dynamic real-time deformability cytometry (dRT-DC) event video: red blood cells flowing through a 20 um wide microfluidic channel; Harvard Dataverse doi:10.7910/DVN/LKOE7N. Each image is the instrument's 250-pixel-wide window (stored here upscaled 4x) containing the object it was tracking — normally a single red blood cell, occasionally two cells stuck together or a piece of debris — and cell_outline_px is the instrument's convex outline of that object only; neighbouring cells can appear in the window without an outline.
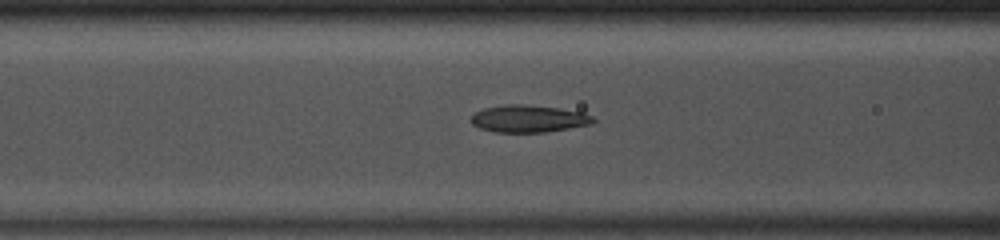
{"species": "common noctule bat (a hibernating species)", "species_latin": "Nyctalus noctula", "temperature_condition": "room temperature", "stored_images_in_passage": 46, "camera_frame_rate_fps": 3000, "um_per_image_px": 0.085, "animal": {"sex": "male", "body_mass_g": 13.0, "forearm_length_mm": 53.1}, "frame": {"image": 1, "passage_image": 17, "time_ms": 5.333, "image_size_px": [1000, 240], "cell_outline_px": [[596, 120], [592, 124], [544, 132], [496, 132], [480, 128], [472, 124], [472, 116], [476, 112], [484, 108], [508, 104], [524, 104], [560, 108], [584, 112], [592, 116]], "centroid_in_image_um": [44.96, 10.08], "position_along_channel_um": 121.6, "area_um2": 19.31}}
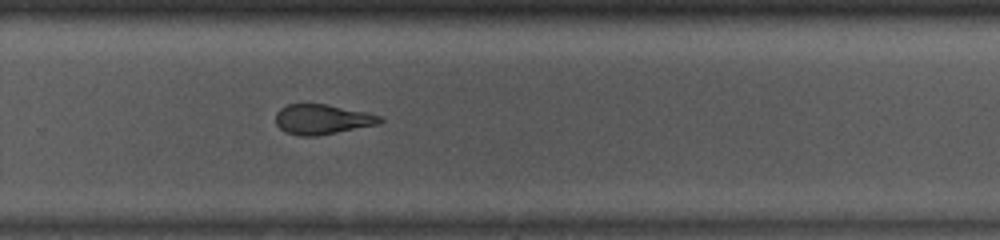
{"frame": {"image": 2, "passage_image": 30, "time_ms": 9.667, "image_size_px": [1000, 240], "cell_outline_px": [[384, 120], [380, 124], [316, 136], [300, 136], [284, 132], [276, 124], [276, 112], [280, 108], [288, 104], [324, 104], [364, 112], [380, 116]], "centroid_in_image_um": [27.36, 10.15], "position_along_channel_um": 302.4, "area_um2": 18.09}}
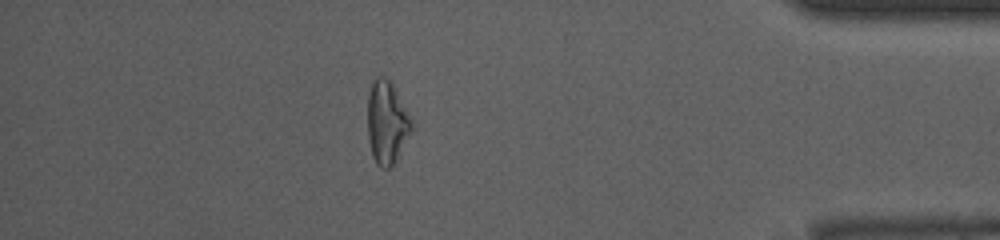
{"frame": {"image": 3, "passage_image": 40, "time_ms": 13.0, "image_size_px": [1000, 240], "cell_outline_px": [[412, 132], [392, 168], [380, 168], [376, 164], [372, 156], [368, 136], [368, 92], [376, 76], [380, 76], [392, 80], [412, 120]], "centroid_in_image_um": [32.9, 10.42], "position_along_channel_um": 402.3, "area_um2": 21.62}, "authors_computed_cell_mechanics": {"area_um2": 19.5075, "velocity_mm_per_s": 4.1755, "shape_relaxation_time_tau1_ms": 10.707, "shape_relaxation_time_tau2_ms": 1.7299, "deformation_change_tau1": 0.2528, "deformation_change_tau2": 0.097}}